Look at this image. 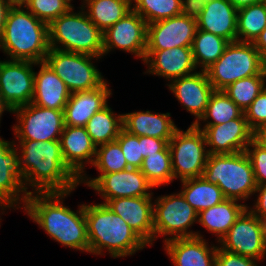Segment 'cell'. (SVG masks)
Here are the masks:
<instances>
[{
    "instance_id": "obj_41",
    "label": "cell",
    "mask_w": 266,
    "mask_h": 266,
    "mask_svg": "<svg viewBox=\"0 0 266 266\" xmlns=\"http://www.w3.org/2000/svg\"><path fill=\"white\" fill-rule=\"evenodd\" d=\"M245 152L251 161L256 185L266 184V149L252 140L246 147Z\"/></svg>"
},
{
    "instance_id": "obj_22",
    "label": "cell",
    "mask_w": 266,
    "mask_h": 266,
    "mask_svg": "<svg viewBox=\"0 0 266 266\" xmlns=\"http://www.w3.org/2000/svg\"><path fill=\"white\" fill-rule=\"evenodd\" d=\"M61 151L66 165L81 178L84 173L85 163L94 162L96 145L85 127L65 125L61 137Z\"/></svg>"
},
{
    "instance_id": "obj_55",
    "label": "cell",
    "mask_w": 266,
    "mask_h": 266,
    "mask_svg": "<svg viewBox=\"0 0 266 266\" xmlns=\"http://www.w3.org/2000/svg\"><path fill=\"white\" fill-rule=\"evenodd\" d=\"M263 73L266 76V56L263 58Z\"/></svg>"
},
{
    "instance_id": "obj_25",
    "label": "cell",
    "mask_w": 266,
    "mask_h": 266,
    "mask_svg": "<svg viewBox=\"0 0 266 266\" xmlns=\"http://www.w3.org/2000/svg\"><path fill=\"white\" fill-rule=\"evenodd\" d=\"M40 69L34 72V95L32 103L47 109L64 110L70 92L65 82L45 62H39Z\"/></svg>"
},
{
    "instance_id": "obj_44",
    "label": "cell",
    "mask_w": 266,
    "mask_h": 266,
    "mask_svg": "<svg viewBox=\"0 0 266 266\" xmlns=\"http://www.w3.org/2000/svg\"><path fill=\"white\" fill-rule=\"evenodd\" d=\"M169 142L164 139L142 136V156L143 158L163 151Z\"/></svg>"
},
{
    "instance_id": "obj_35",
    "label": "cell",
    "mask_w": 266,
    "mask_h": 266,
    "mask_svg": "<svg viewBox=\"0 0 266 266\" xmlns=\"http://www.w3.org/2000/svg\"><path fill=\"white\" fill-rule=\"evenodd\" d=\"M140 170L154 188L174 181L169 145L163 151L145 157Z\"/></svg>"
},
{
    "instance_id": "obj_4",
    "label": "cell",
    "mask_w": 266,
    "mask_h": 266,
    "mask_svg": "<svg viewBox=\"0 0 266 266\" xmlns=\"http://www.w3.org/2000/svg\"><path fill=\"white\" fill-rule=\"evenodd\" d=\"M0 49L9 60L39 63L50 49L49 25L35 17L23 5L12 6L7 14Z\"/></svg>"
},
{
    "instance_id": "obj_50",
    "label": "cell",
    "mask_w": 266,
    "mask_h": 266,
    "mask_svg": "<svg viewBox=\"0 0 266 266\" xmlns=\"http://www.w3.org/2000/svg\"><path fill=\"white\" fill-rule=\"evenodd\" d=\"M237 10L264 0H228Z\"/></svg>"
},
{
    "instance_id": "obj_45",
    "label": "cell",
    "mask_w": 266,
    "mask_h": 266,
    "mask_svg": "<svg viewBox=\"0 0 266 266\" xmlns=\"http://www.w3.org/2000/svg\"><path fill=\"white\" fill-rule=\"evenodd\" d=\"M211 0H181L182 14L197 19Z\"/></svg>"
},
{
    "instance_id": "obj_17",
    "label": "cell",
    "mask_w": 266,
    "mask_h": 266,
    "mask_svg": "<svg viewBox=\"0 0 266 266\" xmlns=\"http://www.w3.org/2000/svg\"><path fill=\"white\" fill-rule=\"evenodd\" d=\"M197 19L183 14L147 25L146 50L192 47Z\"/></svg>"
},
{
    "instance_id": "obj_11",
    "label": "cell",
    "mask_w": 266,
    "mask_h": 266,
    "mask_svg": "<svg viewBox=\"0 0 266 266\" xmlns=\"http://www.w3.org/2000/svg\"><path fill=\"white\" fill-rule=\"evenodd\" d=\"M11 113L17 115L18 123L13 126L17 140H60L65 127L63 110L47 109L29 103Z\"/></svg>"
},
{
    "instance_id": "obj_46",
    "label": "cell",
    "mask_w": 266,
    "mask_h": 266,
    "mask_svg": "<svg viewBox=\"0 0 266 266\" xmlns=\"http://www.w3.org/2000/svg\"><path fill=\"white\" fill-rule=\"evenodd\" d=\"M257 201L255 202L254 208L249 210L260 219L266 218V184L257 186L255 193H258Z\"/></svg>"
},
{
    "instance_id": "obj_48",
    "label": "cell",
    "mask_w": 266,
    "mask_h": 266,
    "mask_svg": "<svg viewBox=\"0 0 266 266\" xmlns=\"http://www.w3.org/2000/svg\"><path fill=\"white\" fill-rule=\"evenodd\" d=\"M253 141L260 147L266 149V125L258 127L253 131Z\"/></svg>"
},
{
    "instance_id": "obj_16",
    "label": "cell",
    "mask_w": 266,
    "mask_h": 266,
    "mask_svg": "<svg viewBox=\"0 0 266 266\" xmlns=\"http://www.w3.org/2000/svg\"><path fill=\"white\" fill-rule=\"evenodd\" d=\"M204 132L209 154H233L245 151L253 140V131L248 125L245 114L218 125L194 124Z\"/></svg>"
},
{
    "instance_id": "obj_21",
    "label": "cell",
    "mask_w": 266,
    "mask_h": 266,
    "mask_svg": "<svg viewBox=\"0 0 266 266\" xmlns=\"http://www.w3.org/2000/svg\"><path fill=\"white\" fill-rule=\"evenodd\" d=\"M180 104L187 112L193 114L196 120L194 125L205 114L211 94L215 91L209 82L205 71H198L191 75L174 79L167 84Z\"/></svg>"
},
{
    "instance_id": "obj_36",
    "label": "cell",
    "mask_w": 266,
    "mask_h": 266,
    "mask_svg": "<svg viewBox=\"0 0 266 266\" xmlns=\"http://www.w3.org/2000/svg\"><path fill=\"white\" fill-rule=\"evenodd\" d=\"M132 9L147 22L154 23L182 14L181 0H132Z\"/></svg>"
},
{
    "instance_id": "obj_8",
    "label": "cell",
    "mask_w": 266,
    "mask_h": 266,
    "mask_svg": "<svg viewBox=\"0 0 266 266\" xmlns=\"http://www.w3.org/2000/svg\"><path fill=\"white\" fill-rule=\"evenodd\" d=\"M204 132L195 125L186 131L177 129L169 141L174 179L202 177L209 156Z\"/></svg>"
},
{
    "instance_id": "obj_54",
    "label": "cell",
    "mask_w": 266,
    "mask_h": 266,
    "mask_svg": "<svg viewBox=\"0 0 266 266\" xmlns=\"http://www.w3.org/2000/svg\"><path fill=\"white\" fill-rule=\"evenodd\" d=\"M0 207H2L1 210H4V208H11L3 199L0 198ZM1 220V219H0Z\"/></svg>"
},
{
    "instance_id": "obj_37",
    "label": "cell",
    "mask_w": 266,
    "mask_h": 266,
    "mask_svg": "<svg viewBox=\"0 0 266 266\" xmlns=\"http://www.w3.org/2000/svg\"><path fill=\"white\" fill-rule=\"evenodd\" d=\"M264 74L253 75L233 82L223 91L243 111H245L259 93L266 87Z\"/></svg>"
},
{
    "instance_id": "obj_12",
    "label": "cell",
    "mask_w": 266,
    "mask_h": 266,
    "mask_svg": "<svg viewBox=\"0 0 266 266\" xmlns=\"http://www.w3.org/2000/svg\"><path fill=\"white\" fill-rule=\"evenodd\" d=\"M83 175L79 183H85L88 187L97 191L105 202L114 198L151 197L153 195L148 191L154 186L137 168L101 173L94 179L86 177V173Z\"/></svg>"
},
{
    "instance_id": "obj_32",
    "label": "cell",
    "mask_w": 266,
    "mask_h": 266,
    "mask_svg": "<svg viewBox=\"0 0 266 266\" xmlns=\"http://www.w3.org/2000/svg\"><path fill=\"white\" fill-rule=\"evenodd\" d=\"M229 43L221 36L197 29L191 47L196 67L205 71L218 60Z\"/></svg>"
},
{
    "instance_id": "obj_47",
    "label": "cell",
    "mask_w": 266,
    "mask_h": 266,
    "mask_svg": "<svg viewBox=\"0 0 266 266\" xmlns=\"http://www.w3.org/2000/svg\"><path fill=\"white\" fill-rule=\"evenodd\" d=\"M13 5L8 0H0V38L4 31V25L9 9Z\"/></svg>"
},
{
    "instance_id": "obj_23",
    "label": "cell",
    "mask_w": 266,
    "mask_h": 266,
    "mask_svg": "<svg viewBox=\"0 0 266 266\" xmlns=\"http://www.w3.org/2000/svg\"><path fill=\"white\" fill-rule=\"evenodd\" d=\"M203 237H185L165 242V251L174 266H215L217 246H210Z\"/></svg>"
},
{
    "instance_id": "obj_1",
    "label": "cell",
    "mask_w": 266,
    "mask_h": 266,
    "mask_svg": "<svg viewBox=\"0 0 266 266\" xmlns=\"http://www.w3.org/2000/svg\"><path fill=\"white\" fill-rule=\"evenodd\" d=\"M18 141L22 183L27 192L31 186L34 193H68L80 184V178L63 159L60 140Z\"/></svg>"
},
{
    "instance_id": "obj_9",
    "label": "cell",
    "mask_w": 266,
    "mask_h": 266,
    "mask_svg": "<svg viewBox=\"0 0 266 266\" xmlns=\"http://www.w3.org/2000/svg\"><path fill=\"white\" fill-rule=\"evenodd\" d=\"M94 58L101 57L50 48L44 61L74 93L98 88L107 81L92 63Z\"/></svg>"
},
{
    "instance_id": "obj_30",
    "label": "cell",
    "mask_w": 266,
    "mask_h": 266,
    "mask_svg": "<svg viewBox=\"0 0 266 266\" xmlns=\"http://www.w3.org/2000/svg\"><path fill=\"white\" fill-rule=\"evenodd\" d=\"M181 182L183 190L181 189L180 192L197 214L225 200L221 189L215 183L208 182L203 177L186 179Z\"/></svg>"
},
{
    "instance_id": "obj_27",
    "label": "cell",
    "mask_w": 266,
    "mask_h": 266,
    "mask_svg": "<svg viewBox=\"0 0 266 266\" xmlns=\"http://www.w3.org/2000/svg\"><path fill=\"white\" fill-rule=\"evenodd\" d=\"M170 113L138 111L122 114L123 129L136 136H147L167 140L173 137L178 127L170 118Z\"/></svg>"
},
{
    "instance_id": "obj_40",
    "label": "cell",
    "mask_w": 266,
    "mask_h": 266,
    "mask_svg": "<svg viewBox=\"0 0 266 266\" xmlns=\"http://www.w3.org/2000/svg\"><path fill=\"white\" fill-rule=\"evenodd\" d=\"M118 141L129 168L140 169L142 161V136L130 134L123 128L120 130Z\"/></svg>"
},
{
    "instance_id": "obj_39",
    "label": "cell",
    "mask_w": 266,
    "mask_h": 266,
    "mask_svg": "<svg viewBox=\"0 0 266 266\" xmlns=\"http://www.w3.org/2000/svg\"><path fill=\"white\" fill-rule=\"evenodd\" d=\"M23 6L47 25L74 7L67 0H27Z\"/></svg>"
},
{
    "instance_id": "obj_52",
    "label": "cell",
    "mask_w": 266,
    "mask_h": 266,
    "mask_svg": "<svg viewBox=\"0 0 266 266\" xmlns=\"http://www.w3.org/2000/svg\"><path fill=\"white\" fill-rule=\"evenodd\" d=\"M262 224L263 238L266 245V218L260 219Z\"/></svg>"
},
{
    "instance_id": "obj_49",
    "label": "cell",
    "mask_w": 266,
    "mask_h": 266,
    "mask_svg": "<svg viewBox=\"0 0 266 266\" xmlns=\"http://www.w3.org/2000/svg\"><path fill=\"white\" fill-rule=\"evenodd\" d=\"M255 48L259 51L262 58L266 56V27L253 42Z\"/></svg>"
},
{
    "instance_id": "obj_51",
    "label": "cell",
    "mask_w": 266,
    "mask_h": 266,
    "mask_svg": "<svg viewBox=\"0 0 266 266\" xmlns=\"http://www.w3.org/2000/svg\"><path fill=\"white\" fill-rule=\"evenodd\" d=\"M4 111H9L12 112V110L6 105V103L3 101L2 96L0 94V121H1V116Z\"/></svg>"
},
{
    "instance_id": "obj_20",
    "label": "cell",
    "mask_w": 266,
    "mask_h": 266,
    "mask_svg": "<svg viewBox=\"0 0 266 266\" xmlns=\"http://www.w3.org/2000/svg\"><path fill=\"white\" fill-rule=\"evenodd\" d=\"M143 62L148 65L146 73L164 77L170 82L191 75L197 69L191 47L146 50Z\"/></svg>"
},
{
    "instance_id": "obj_6",
    "label": "cell",
    "mask_w": 266,
    "mask_h": 266,
    "mask_svg": "<svg viewBox=\"0 0 266 266\" xmlns=\"http://www.w3.org/2000/svg\"><path fill=\"white\" fill-rule=\"evenodd\" d=\"M202 177L215 183L225 199L247 200L257 188L251 161L245 151L209 154Z\"/></svg>"
},
{
    "instance_id": "obj_28",
    "label": "cell",
    "mask_w": 266,
    "mask_h": 266,
    "mask_svg": "<svg viewBox=\"0 0 266 266\" xmlns=\"http://www.w3.org/2000/svg\"><path fill=\"white\" fill-rule=\"evenodd\" d=\"M247 207L236 200L225 199L211 208L200 211L197 222L217 235V242H220Z\"/></svg>"
},
{
    "instance_id": "obj_38",
    "label": "cell",
    "mask_w": 266,
    "mask_h": 266,
    "mask_svg": "<svg viewBox=\"0 0 266 266\" xmlns=\"http://www.w3.org/2000/svg\"><path fill=\"white\" fill-rule=\"evenodd\" d=\"M92 166L96 167L100 173H112L129 169L117 140L97 146Z\"/></svg>"
},
{
    "instance_id": "obj_5",
    "label": "cell",
    "mask_w": 266,
    "mask_h": 266,
    "mask_svg": "<svg viewBox=\"0 0 266 266\" xmlns=\"http://www.w3.org/2000/svg\"><path fill=\"white\" fill-rule=\"evenodd\" d=\"M73 9L49 24L50 48L102 57L103 32L88 18L85 7L78 13Z\"/></svg>"
},
{
    "instance_id": "obj_15",
    "label": "cell",
    "mask_w": 266,
    "mask_h": 266,
    "mask_svg": "<svg viewBox=\"0 0 266 266\" xmlns=\"http://www.w3.org/2000/svg\"><path fill=\"white\" fill-rule=\"evenodd\" d=\"M147 22L133 9L103 32V55L113 48L134 54L144 61L147 46Z\"/></svg>"
},
{
    "instance_id": "obj_53",
    "label": "cell",
    "mask_w": 266,
    "mask_h": 266,
    "mask_svg": "<svg viewBox=\"0 0 266 266\" xmlns=\"http://www.w3.org/2000/svg\"><path fill=\"white\" fill-rule=\"evenodd\" d=\"M13 6L23 5L27 0H8Z\"/></svg>"
},
{
    "instance_id": "obj_33",
    "label": "cell",
    "mask_w": 266,
    "mask_h": 266,
    "mask_svg": "<svg viewBox=\"0 0 266 266\" xmlns=\"http://www.w3.org/2000/svg\"><path fill=\"white\" fill-rule=\"evenodd\" d=\"M266 27V0L237 10V41L253 43Z\"/></svg>"
},
{
    "instance_id": "obj_14",
    "label": "cell",
    "mask_w": 266,
    "mask_h": 266,
    "mask_svg": "<svg viewBox=\"0 0 266 266\" xmlns=\"http://www.w3.org/2000/svg\"><path fill=\"white\" fill-rule=\"evenodd\" d=\"M33 65H37V63L0 60V94L12 111L32 103L34 95Z\"/></svg>"
},
{
    "instance_id": "obj_7",
    "label": "cell",
    "mask_w": 266,
    "mask_h": 266,
    "mask_svg": "<svg viewBox=\"0 0 266 266\" xmlns=\"http://www.w3.org/2000/svg\"><path fill=\"white\" fill-rule=\"evenodd\" d=\"M205 72L214 90L223 91L237 80L264 74L263 58L253 43L230 42Z\"/></svg>"
},
{
    "instance_id": "obj_3",
    "label": "cell",
    "mask_w": 266,
    "mask_h": 266,
    "mask_svg": "<svg viewBox=\"0 0 266 266\" xmlns=\"http://www.w3.org/2000/svg\"><path fill=\"white\" fill-rule=\"evenodd\" d=\"M84 211L91 254L102 255L106 249L113 258L126 257L148 246L106 204H84Z\"/></svg>"
},
{
    "instance_id": "obj_26",
    "label": "cell",
    "mask_w": 266,
    "mask_h": 266,
    "mask_svg": "<svg viewBox=\"0 0 266 266\" xmlns=\"http://www.w3.org/2000/svg\"><path fill=\"white\" fill-rule=\"evenodd\" d=\"M197 29L237 41V9L228 0H211L197 18Z\"/></svg>"
},
{
    "instance_id": "obj_34",
    "label": "cell",
    "mask_w": 266,
    "mask_h": 266,
    "mask_svg": "<svg viewBox=\"0 0 266 266\" xmlns=\"http://www.w3.org/2000/svg\"><path fill=\"white\" fill-rule=\"evenodd\" d=\"M244 113L224 91L215 90L208 101L205 114L195 124L200 121L206 122L205 125L223 124L240 117ZM211 121H208L210 120Z\"/></svg>"
},
{
    "instance_id": "obj_2",
    "label": "cell",
    "mask_w": 266,
    "mask_h": 266,
    "mask_svg": "<svg viewBox=\"0 0 266 266\" xmlns=\"http://www.w3.org/2000/svg\"><path fill=\"white\" fill-rule=\"evenodd\" d=\"M70 193L31 191L23 210L62 246L90 253L84 204L76 212L63 205V198Z\"/></svg>"
},
{
    "instance_id": "obj_10",
    "label": "cell",
    "mask_w": 266,
    "mask_h": 266,
    "mask_svg": "<svg viewBox=\"0 0 266 266\" xmlns=\"http://www.w3.org/2000/svg\"><path fill=\"white\" fill-rule=\"evenodd\" d=\"M197 217V212L181 192L159 196L153 203L154 241L160 235L173 236L165 238L164 242L175 238L202 237L198 232L188 231L197 222Z\"/></svg>"
},
{
    "instance_id": "obj_42",
    "label": "cell",
    "mask_w": 266,
    "mask_h": 266,
    "mask_svg": "<svg viewBox=\"0 0 266 266\" xmlns=\"http://www.w3.org/2000/svg\"><path fill=\"white\" fill-rule=\"evenodd\" d=\"M244 114L252 131L266 125V87L244 111Z\"/></svg>"
},
{
    "instance_id": "obj_19",
    "label": "cell",
    "mask_w": 266,
    "mask_h": 266,
    "mask_svg": "<svg viewBox=\"0 0 266 266\" xmlns=\"http://www.w3.org/2000/svg\"><path fill=\"white\" fill-rule=\"evenodd\" d=\"M18 147L14 141L0 138V198L11 208L26 204L28 195L22 183ZM22 195V196H21Z\"/></svg>"
},
{
    "instance_id": "obj_43",
    "label": "cell",
    "mask_w": 266,
    "mask_h": 266,
    "mask_svg": "<svg viewBox=\"0 0 266 266\" xmlns=\"http://www.w3.org/2000/svg\"><path fill=\"white\" fill-rule=\"evenodd\" d=\"M256 263L253 258L227 252L218 246L215 266H258Z\"/></svg>"
},
{
    "instance_id": "obj_31",
    "label": "cell",
    "mask_w": 266,
    "mask_h": 266,
    "mask_svg": "<svg viewBox=\"0 0 266 266\" xmlns=\"http://www.w3.org/2000/svg\"><path fill=\"white\" fill-rule=\"evenodd\" d=\"M86 131L97 146L116 140L122 125V114H115L108 104L87 122Z\"/></svg>"
},
{
    "instance_id": "obj_13",
    "label": "cell",
    "mask_w": 266,
    "mask_h": 266,
    "mask_svg": "<svg viewBox=\"0 0 266 266\" xmlns=\"http://www.w3.org/2000/svg\"><path fill=\"white\" fill-rule=\"evenodd\" d=\"M247 207L237 218L227 234L219 242L221 249L245 257L263 261L266 245L263 238L262 224L258 216Z\"/></svg>"
},
{
    "instance_id": "obj_24",
    "label": "cell",
    "mask_w": 266,
    "mask_h": 266,
    "mask_svg": "<svg viewBox=\"0 0 266 266\" xmlns=\"http://www.w3.org/2000/svg\"><path fill=\"white\" fill-rule=\"evenodd\" d=\"M111 94L107 82L92 90L71 93L63 110L65 125L85 127L90 118L108 104Z\"/></svg>"
},
{
    "instance_id": "obj_18",
    "label": "cell",
    "mask_w": 266,
    "mask_h": 266,
    "mask_svg": "<svg viewBox=\"0 0 266 266\" xmlns=\"http://www.w3.org/2000/svg\"><path fill=\"white\" fill-rule=\"evenodd\" d=\"M152 197H126L103 201L119 215L147 245L154 241Z\"/></svg>"
},
{
    "instance_id": "obj_29",
    "label": "cell",
    "mask_w": 266,
    "mask_h": 266,
    "mask_svg": "<svg viewBox=\"0 0 266 266\" xmlns=\"http://www.w3.org/2000/svg\"><path fill=\"white\" fill-rule=\"evenodd\" d=\"M88 18L105 32L132 10V0H83Z\"/></svg>"
}]
</instances>
